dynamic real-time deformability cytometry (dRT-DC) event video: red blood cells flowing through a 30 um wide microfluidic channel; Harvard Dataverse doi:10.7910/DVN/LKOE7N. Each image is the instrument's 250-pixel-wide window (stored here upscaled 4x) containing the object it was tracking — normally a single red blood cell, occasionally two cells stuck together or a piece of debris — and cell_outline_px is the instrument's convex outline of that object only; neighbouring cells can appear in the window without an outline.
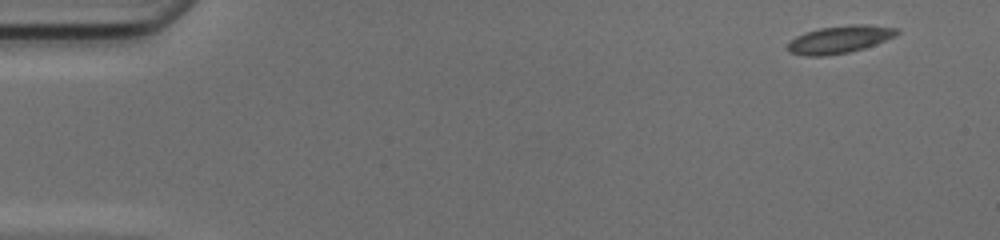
{"species": "common noctule bat (a hibernating species)", "species_latin": "Nyctalus noctula", "temperature_condition": "cold", "stored_images_in_passage": 47, "camera_frame_rate_fps": 3000, "um_per_image_px": 0.085, "animal": {"sex": "female", "body_mass_g": 17.0, "forearm_length_mm": 48.0}, "frame": {"image": 1, "passage_image": 1, "time_ms": 0.0, "image_size_px": [1000, 240], "cell_outline_px": [[900, 32], [896, 36], [864, 48], [848, 52], [824, 56], [808, 56], [788, 52], [788, 44], [796, 36], [820, 28], [852, 24], [868, 24], [900, 28]], "centroid_in_image_um": [71.42, 3.34], "position_along_channel_um": 13.6, "area_um2": 17.46}}
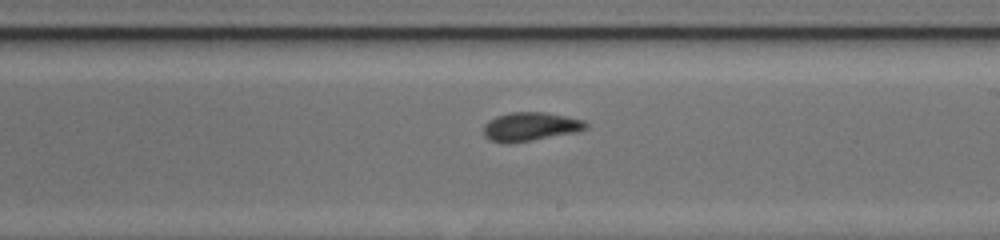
{"frame": {"image": 2, "passage_image": 27, "time_ms": 8.667, "image_size_px": [1000, 240], "cell_outline_px": [[588, 128], [576, 132], [504, 144], [488, 140], [484, 136], [484, 124], [488, 120], [496, 116], [508, 112], [544, 112], [584, 120], [588, 124]], "centroid_in_image_um": [45.03, 10.75], "position_along_channel_um": 244.0, "area_um2": 17.05}}
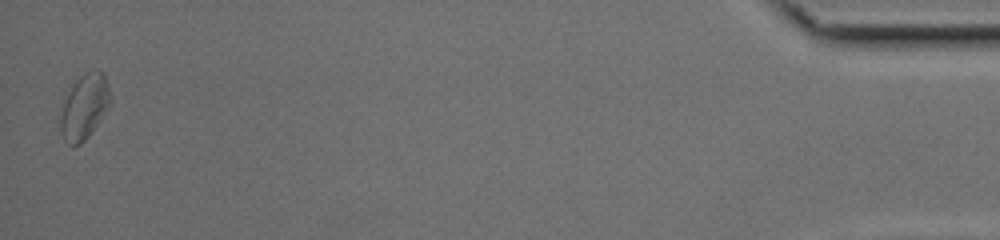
{"frame": {"image": 3, "passage_image": 47, "time_ms": 15.333, "image_size_px": [1000, 240], "cell_outline_px": [[112, 100], [108, 108], [100, 120], [88, 136], [80, 144], [72, 148], [64, 140], [60, 132], [60, 120], [64, 100], [72, 84], [84, 72], [92, 68], [104, 72], [108, 84]], "centroid_in_image_um": [7.18, 9.05], "position_along_channel_um": 428.0, "area_um2": 19.19}, "authors_computed_cell_mechanics": {"area_um2": 17.051, "velocity_mm_per_s": 4.1688, "shape_relaxation_time_tau1_ms": 3.8711, "shape_relaxation_time_tau2_ms": 1.9632, "deformation_change_tau1": 0.1134, "deformation_change_tau2": 0.0728}}